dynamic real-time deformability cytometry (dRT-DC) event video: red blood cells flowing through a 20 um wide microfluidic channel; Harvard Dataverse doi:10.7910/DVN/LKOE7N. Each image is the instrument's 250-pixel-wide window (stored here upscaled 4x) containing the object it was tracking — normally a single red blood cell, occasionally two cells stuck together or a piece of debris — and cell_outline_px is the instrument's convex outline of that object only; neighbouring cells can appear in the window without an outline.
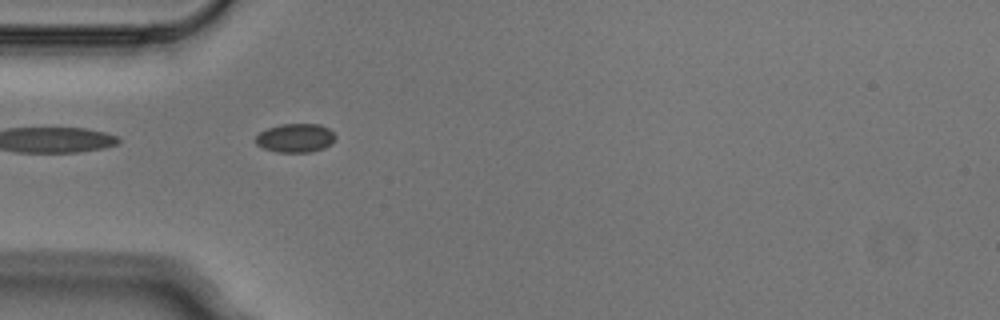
{"species": "Egyptian fruit bat (a non-hibernating species)", "species_latin": "Rousettus aegyptiacus", "temperature_condition": "cold", "stored_images_in_passage": 2, "camera_frame_rate_fps": 3000, "um_per_image_px": 0.085, "animal": {"sex": "male"}, "frame": {"image": 1, "passage_image": 1, "time_ms": 0.0, "image_size_px": [1000, 320], "cell_outline_px": [[336, 136], [332, 144], [324, 148], [312, 152], [276, 152], [264, 148], [256, 144], [256, 136], [260, 132], [268, 128], [280, 124], [320, 124], [328, 128]], "centroid_in_image_um": [25.13, 11.73], "position_along_channel_um": 59.9, "area_um2": 13.41}}